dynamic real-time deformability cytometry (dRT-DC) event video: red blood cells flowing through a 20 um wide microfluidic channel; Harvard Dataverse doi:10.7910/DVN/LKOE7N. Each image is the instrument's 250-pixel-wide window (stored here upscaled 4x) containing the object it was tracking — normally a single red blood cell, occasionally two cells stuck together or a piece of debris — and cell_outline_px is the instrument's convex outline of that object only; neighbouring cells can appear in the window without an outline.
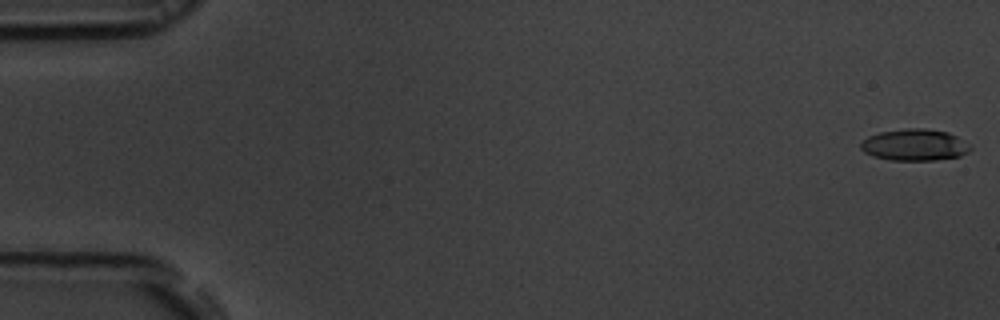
{"species": "common noctule bat (a hibernating species)", "species_latin": "Nyctalus noctula", "temperature_condition": "room temperature", "stored_images_in_passage": 56, "camera_frame_rate_fps": 3000, "um_per_image_px": 0.085, "animal": {"sex": "male", "body_mass_g": 19.5, "forearm_length_mm": 54.6}, "frame": {"image": 1, "passage_image": 1, "time_ms": 0.0, "image_size_px": [1000, 320], "cell_outline_px": [[972, 148], [968, 152], [960, 156], [936, 160], [892, 160], [872, 156], [864, 152], [860, 148], [860, 140], [868, 136], [880, 132], [904, 128], [924, 128], [948, 132], [972, 144]], "centroid_in_image_um": [77.74, 12.31], "position_along_channel_um": 7.3, "area_um2": 20.46}}
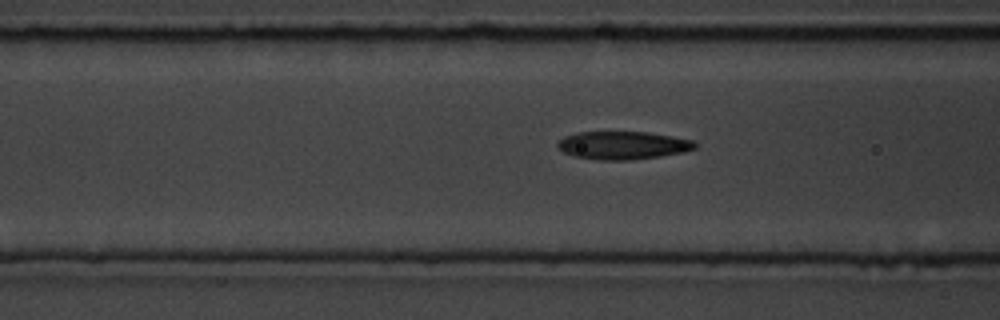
{"frame": {"image": 2, "passage_image": 22, "time_ms": 7.0, "image_size_px": [1000, 320], "cell_outline_px": [[696, 148], [684, 152], [660, 156], [628, 160], [600, 160], [576, 156], [564, 152], [556, 144], [564, 136], [576, 132], [648, 132], [672, 136], [692, 140], [696, 144]], "centroid_in_image_um": [52.95, 12.34], "position_along_channel_um": 113.6, "area_um2": 22.25}}
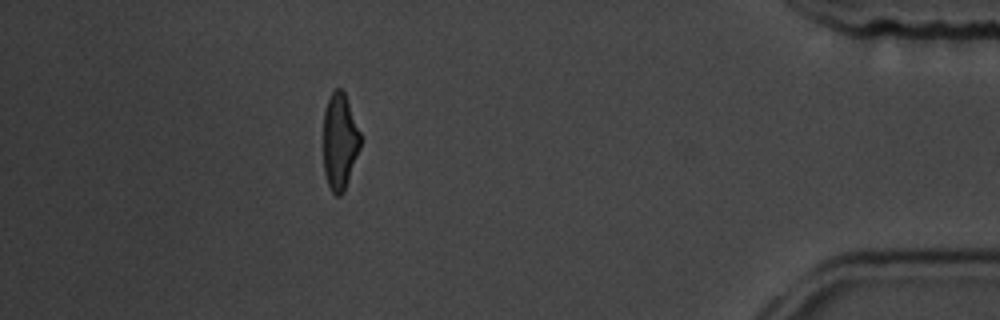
{"frame": {"image": 3, "passage_image": 50, "time_ms": 16.333, "image_size_px": [1000, 320], "cell_outline_px": [[360, 148], [344, 192], [340, 196], [336, 196], [332, 192], [328, 184], [324, 172], [324, 112], [332, 88], [340, 88], [344, 92], [360, 132]], "centroid_in_image_um": [28.87, 12.03], "position_along_channel_um": 406.3, "area_um2": 20.69}, "authors_computed_cell_mechanics": {"area_um2": 21.7906, "velocity_mm_per_s": 3.6701, "shape_relaxation_time_tau1_ms": 3.8674, "shape_relaxation_time_tau2_ms": 1.7453, "deformation_change_tau1": 0.1526, "deformation_change_tau2": 0.0986}}